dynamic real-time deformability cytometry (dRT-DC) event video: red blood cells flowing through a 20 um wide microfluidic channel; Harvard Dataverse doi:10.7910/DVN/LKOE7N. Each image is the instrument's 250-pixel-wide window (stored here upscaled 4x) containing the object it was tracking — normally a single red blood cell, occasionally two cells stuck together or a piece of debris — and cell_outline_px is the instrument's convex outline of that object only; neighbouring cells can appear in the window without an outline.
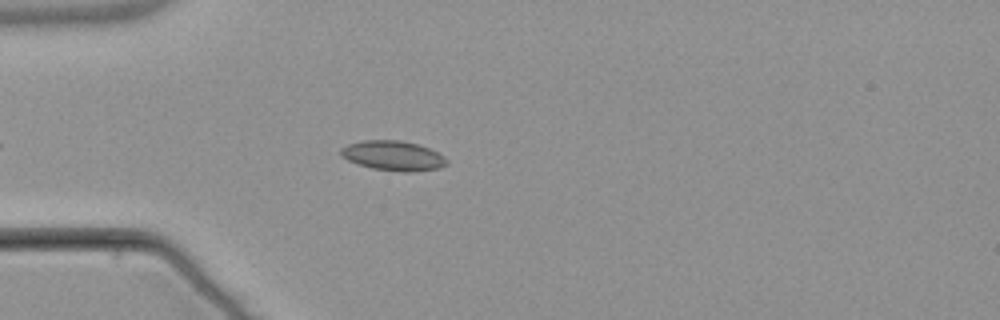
{"species": "common noctule bat (a hibernating species)", "species_latin": "Nyctalus noctula", "temperature_condition": "warm", "stored_images_in_passage": 4, "camera_frame_rate_fps": 3000, "um_per_image_px": 0.085, "animal": {"sex": "male", "body_mass_g": 21.5, "forearm_length_mm": 52.0}, "frame": {"image": 1, "passage_image": 4, "time_ms": 3.667, "image_size_px": [1000, 320], "cell_outline_px": [[448, 164], [440, 168], [412, 172], [404, 172], [372, 168], [348, 160], [340, 156], [340, 148], [348, 144], [360, 140], [400, 140], [416, 144], [428, 148], [444, 156], [448, 160]], "centroid_in_image_um": [33.41, 13.23], "position_along_channel_um": 51.6, "area_um2": 18.38}}